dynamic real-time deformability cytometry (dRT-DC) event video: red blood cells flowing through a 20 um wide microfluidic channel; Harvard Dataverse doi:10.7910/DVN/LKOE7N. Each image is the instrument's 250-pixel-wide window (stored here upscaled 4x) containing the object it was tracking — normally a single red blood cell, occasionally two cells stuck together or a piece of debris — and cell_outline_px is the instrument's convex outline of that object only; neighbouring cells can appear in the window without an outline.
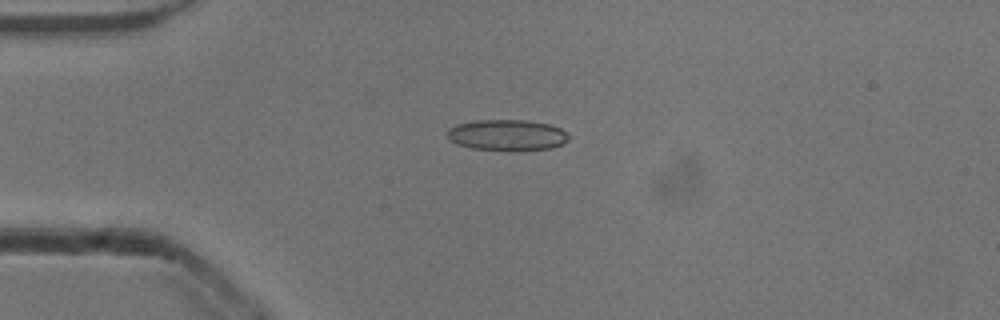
{"species": "common noctule bat (a hibernating species)", "species_latin": "Nyctalus noctula", "temperature_condition": "cold", "stored_images_in_passage": 31, "camera_frame_rate_fps": 3000, "um_per_image_px": 0.085, "animal": {"sex": "male", "body_mass_g": 13.3}, "frame": {"image": 1, "passage_image": 1, "time_ms": 0.0, "image_size_px": [1000, 320], "cell_outline_px": [[568, 140], [564, 144], [552, 148], [512, 152], [472, 148], [456, 144], [448, 140], [448, 128], [456, 124], [476, 120], [524, 120], [548, 124], [560, 128], [568, 136]], "centroid_in_image_um": [43.08, 11.5], "position_along_channel_um": 41.9, "area_um2": 22.31}}
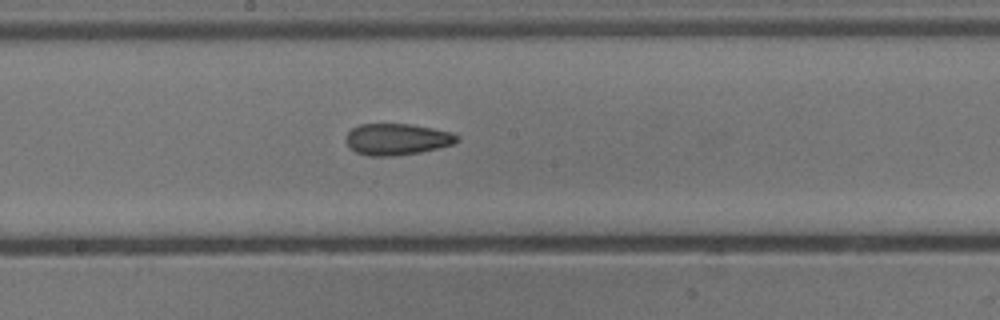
{"frame": {"image": 2, "passage_image": 16, "time_ms": 5.0, "image_size_px": [1000, 320], "cell_outline_px": [[460, 140], [456, 144], [420, 152], [392, 156], [368, 156], [356, 152], [344, 140], [348, 132], [352, 128], [360, 124], [408, 124], [432, 128], [452, 132], [460, 136]], "centroid_in_image_um": [33.78, 11.84], "position_along_channel_um": 214.4, "area_um2": 20.46}}
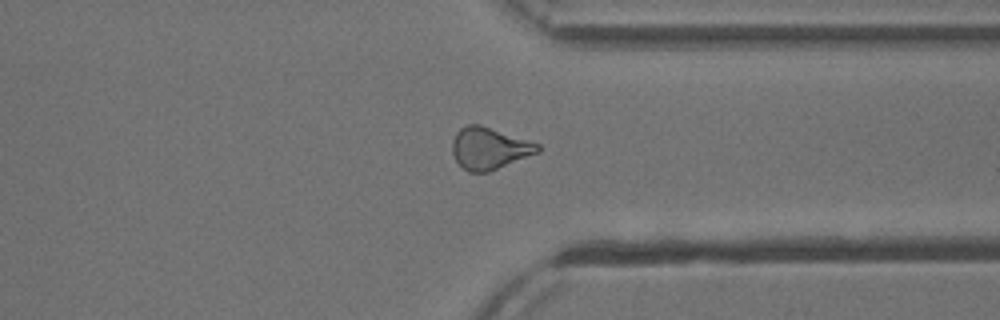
{"frame": {"image": 3, "passage_image": 28, "time_ms": 9.0, "image_size_px": [1000, 320], "cell_outline_px": [[540, 152], [488, 172], [468, 172], [456, 160], [452, 152], [452, 140], [456, 132], [460, 128], [468, 124], [480, 124], [540, 144]], "centroid_in_image_um": [41.58, 12.6], "position_along_channel_um": 369.8, "area_um2": 20.81}}